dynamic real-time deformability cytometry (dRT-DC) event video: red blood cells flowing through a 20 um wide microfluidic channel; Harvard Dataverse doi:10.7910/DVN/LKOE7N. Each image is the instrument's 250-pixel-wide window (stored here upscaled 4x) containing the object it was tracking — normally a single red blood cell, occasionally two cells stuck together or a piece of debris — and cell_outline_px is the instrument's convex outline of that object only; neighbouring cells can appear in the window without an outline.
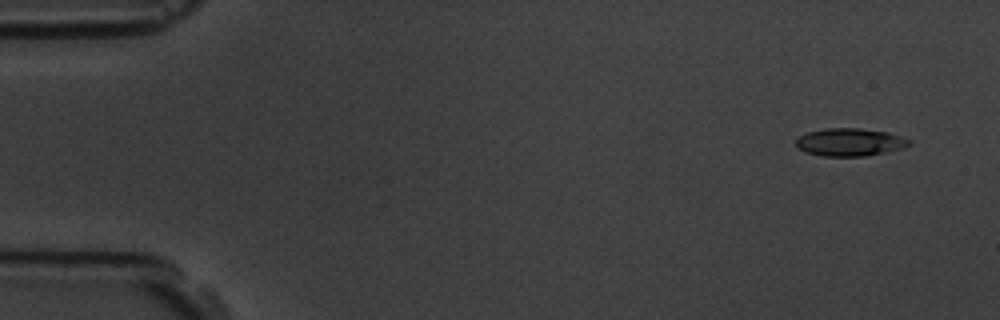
{"species": "common noctule bat (a hibernating species)", "species_latin": "Nyctalus noctula", "temperature_condition": "room temperature", "stored_images_in_passage": 5, "camera_frame_rate_fps": 3000, "um_per_image_px": 0.085, "animal": {"sex": "male", "body_mass_g": 19.5, "forearm_length_mm": 54.6}, "frame": {"image": 1, "passage_image": 1, "time_ms": 0.0, "image_size_px": [1000, 320], "cell_outline_px": [[912, 144], [900, 148], [884, 152], [864, 156], [820, 156], [796, 148], [796, 140], [800, 136], [808, 132], [824, 128], [860, 128], [888, 132], [912, 140]], "centroid_in_image_um": [72.23, 12.07], "position_along_channel_um": 12.8, "area_um2": 18.26}}
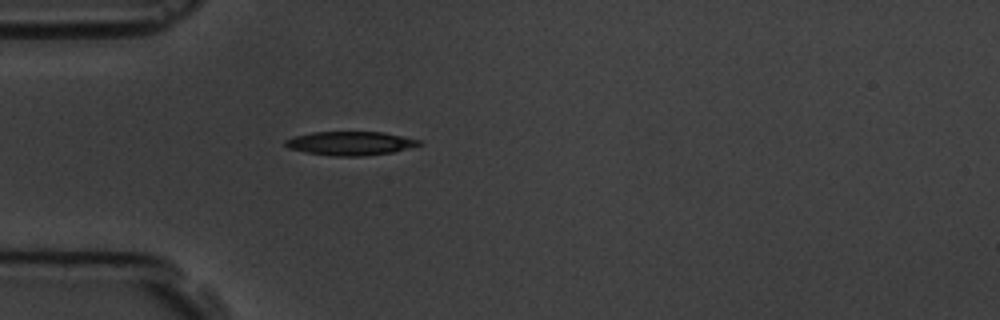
{"frame": {"image": 2, "passage_image": 5, "time_ms": 4.333, "image_size_px": [1000, 320], "cell_outline_px": [[424, 144], [392, 152], [364, 156], [332, 156], [304, 152], [288, 148], [284, 144], [284, 140], [296, 136], [312, 132], [384, 132], [420, 140]], "centroid_in_image_um": [29.77, 12.18], "position_along_channel_um": 55.2, "area_um2": 18.55}}